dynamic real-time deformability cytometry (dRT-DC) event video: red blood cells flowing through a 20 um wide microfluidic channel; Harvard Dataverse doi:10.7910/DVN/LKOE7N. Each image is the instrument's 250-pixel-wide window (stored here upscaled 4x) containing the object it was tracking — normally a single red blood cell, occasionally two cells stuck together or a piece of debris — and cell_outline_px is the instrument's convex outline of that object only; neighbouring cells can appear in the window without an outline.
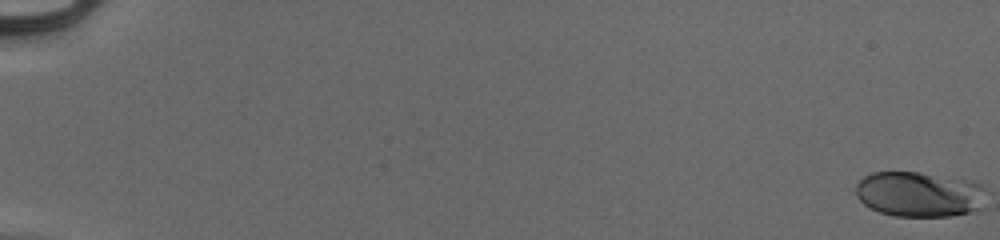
{"species": "human", "species_latin": "Homo sapiens", "temperature_condition": "cold", "stored_images_in_passage": 19, "camera_frame_rate_fps": 3000, "um_per_image_px": 0.085, "donor": {"sex": "male"}, "frame": {"image": 1, "passage_image": 1, "time_ms": 0.0, "image_size_px": [1000, 240], "cell_outline_px": [[984, 188], [980, 208], [968, 212], [948, 216], [896, 216], [880, 212], [864, 204], [856, 196], [856, 184], [864, 176], [872, 172], [920, 172], [980, 184]], "centroid_in_image_um": [78.05, 16.51], "position_along_channel_um": 6.9, "area_um2": 33.7}}